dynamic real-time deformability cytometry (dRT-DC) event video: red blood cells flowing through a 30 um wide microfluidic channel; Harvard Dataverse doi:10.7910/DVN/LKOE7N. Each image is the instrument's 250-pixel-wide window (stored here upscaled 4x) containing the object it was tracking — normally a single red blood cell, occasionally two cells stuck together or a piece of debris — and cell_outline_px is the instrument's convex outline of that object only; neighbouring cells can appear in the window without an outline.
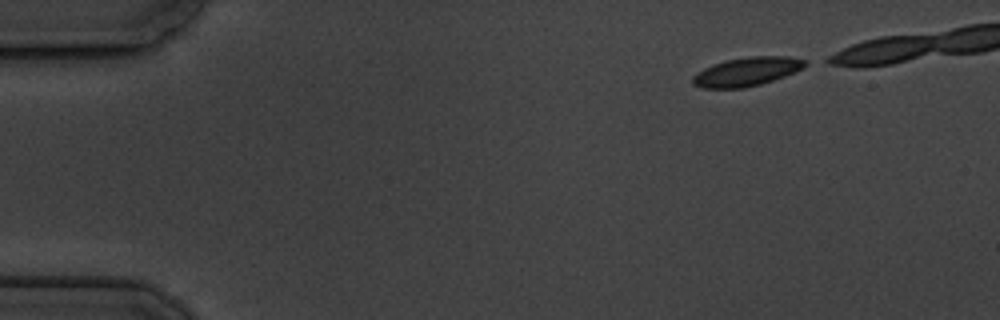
{"species": "common noctule bat (a hibernating species)", "species_latin": "Nyctalus noctula", "temperature_condition": "cold", "stored_images_in_passage": 7, "camera_frame_rate_fps": 3000, "um_per_image_px": 0.085, "animal": {"sex": "male", "body_mass_g": 19.5, "forearm_length_mm": 54.6}, "frame": {"image": 1, "passage_image": 1, "time_ms": 0.0, "image_size_px": [1000, 320], "cell_outline_px": [[812, 64], [804, 68], [784, 76], [760, 84], [744, 88], [704, 88], [692, 84], [692, 76], [696, 72], [712, 64], [728, 60], [752, 56], [788, 56], [808, 60]], "centroid_in_image_um": [63.52, 6.08], "position_along_channel_um": 21.5, "area_um2": 18.96}}